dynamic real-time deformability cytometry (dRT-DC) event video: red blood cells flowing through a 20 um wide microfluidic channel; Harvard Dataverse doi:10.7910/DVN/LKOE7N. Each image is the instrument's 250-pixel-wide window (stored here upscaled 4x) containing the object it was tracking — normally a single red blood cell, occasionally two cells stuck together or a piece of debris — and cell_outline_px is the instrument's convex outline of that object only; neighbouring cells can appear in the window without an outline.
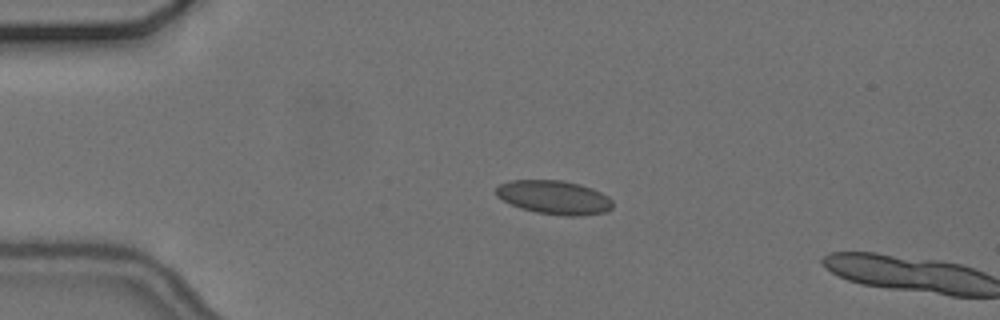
{"species": "common noctule bat (a hibernating species)", "species_latin": "Nyctalus noctula", "temperature_condition": "cold", "stored_images_in_passage": 2, "camera_frame_rate_fps": 3000, "um_per_image_px": 0.085, "animal": {"sex": "female", "body_mass_g": 24.6, "forearm_length_mm": 56.2}, "frame": {"image": 1, "passage_image": 1, "time_ms": 0.0, "image_size_px": [1000, 320], "cell_outline_px": [[612, 208], [604, 212], [576, 216], [564, 216], [536, 212], [520, 208], [496, 196], [496, 188], [500, 184], [512, 180], [560, 180], [580, 184], [592, 188], [608, 196], [612, 200]], "centroid_in_image_um": [47.11, 16.77], "position_along_channel_um": 37.9, "area_um2": 22.83}}